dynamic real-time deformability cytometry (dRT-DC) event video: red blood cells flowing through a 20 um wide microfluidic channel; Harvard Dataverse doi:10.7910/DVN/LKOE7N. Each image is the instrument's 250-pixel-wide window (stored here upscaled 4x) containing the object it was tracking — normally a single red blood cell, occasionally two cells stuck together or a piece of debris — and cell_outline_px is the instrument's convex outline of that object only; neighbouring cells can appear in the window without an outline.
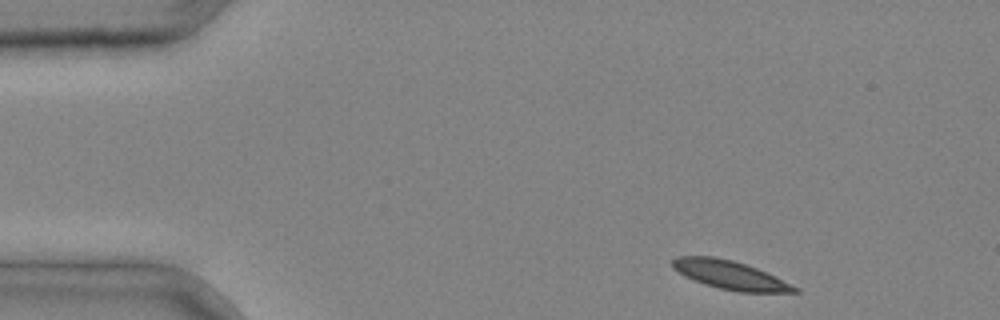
{"species": "common noctule bat (a hibernating species)", "species_latin": "Nyctalus noctula", "temperature_condition": "cold", "stored_images_in_passage": 3, "camera_frame_rate_fps": 3000, "um_per_image_px": 0.085, "animal": {"sex": "male", "body_mass_g": 20.4}, "frame": {"image": 1, "passage_image": 1, "time_ms": 0.0, "image_size_px": [1000, 320], "cell_outline_px": [[800, 292], [740, 292], [720, 288], [704, 284], [684, 276], [672, 268], [672, 260], [676, 256], [716, 256], [732, 260], [756, 268], [776, 276], [800, 288]], "centroid_in_image_um": [62.05, 23.37], "position_along_channel_um": 22.9, "area_um2": 20.35}}
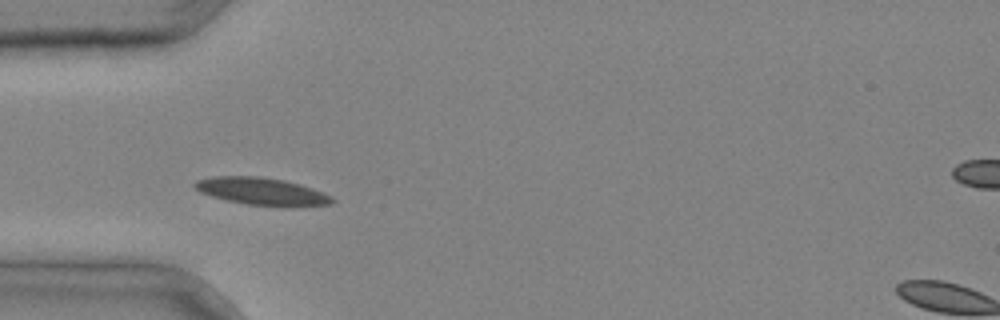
{"frame": {"image": 2, "passage_image": 3, "time_ms": 0.667, "image_size_px": [1000, 320], "cell_outline_px": [[336, 200], [332, 204], [248, 204], [228, 200], [212, 196], [200, 192], [192, 184], [196, 180], [212, 176], [260, 176], [284, 180], [300, 184], [324, 192], [332, 196]], "centroid_in_image_um": [22.19, 16.21], "position_along_channel_um": 62.8, "area_um2": 21.1}}